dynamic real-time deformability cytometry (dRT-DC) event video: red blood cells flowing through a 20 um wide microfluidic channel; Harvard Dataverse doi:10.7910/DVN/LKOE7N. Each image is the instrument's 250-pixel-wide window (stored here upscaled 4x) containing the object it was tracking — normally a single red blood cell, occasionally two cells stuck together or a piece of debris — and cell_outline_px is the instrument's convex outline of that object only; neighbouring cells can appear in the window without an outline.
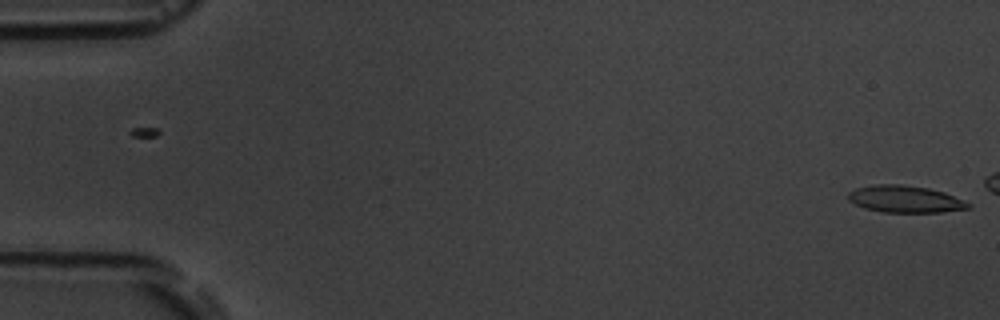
{"species": "common noctule bat (a hibernating species)", "species_latin": "Nyctalus noctula", "temperature_condition": "room temperature", "stored_images_in_passage": 2, "camera_frame_rate_fps": 3000, "um_per_image_px": 0.085, "animal": {"sex": "male", "body_mass_g": 19.5, "forearm_length_mm": 54.6}, "frame": {"image": 1, "passage_image": 2, "time_ms": 1.667, "image_size_px": [1000, 320], "cell_outline_px": [[972, 208], [940, 212], [884, 212], [864, 208], [848, 200], [848, 192], [856, 188], [872, 184], [900, 184], [928, 188], [944, 192], [964, 200], [972, 204]], "centroid_in_image_um": [76.94, 16.92], "position_along_channel_um": 8.1, "area_um2": 18.96}}